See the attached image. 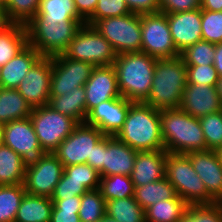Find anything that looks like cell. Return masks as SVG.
Masks as SVG:
<instances>
[{
  "label": "cell",
  "mask_w": 222,
  "mask_h": 222,
  "mask_svg": "<svg viewBox=\"0 0 222 222\" xmlns=\"http://www.w3.org/2000/svg\"><path fill=\"white\" fill-rule=\"evenodd\" d=\"M2 143V125L0 124V144Z\"/></svg>",
  "instance_id": "56"
},
{
  "label": "cell",
  "mask_w": 222,
  "mask_h": 222,
  "mask_svg": "<svg viewBox=\"0 0 222 222\" xmlns=\"http://www.w3.org/2000/svg\"><path fill=\"white\" fill-rule=\"evenodd\" d=\"M52 208L50 197L25 193L14 222H50Z\"/></svg>",
  "instance_id": "25"
},
{
  "label": "cell",
  "mask_w": 222,
  "mask_h": 222,
  "mask_svg": "<svg viewBox=\"0 0 222 222\" xmlns=\"http://www.w3.org/2000/svg\"><path fill=\"white\" fill-rule=\"evenodd\" d=\"M42 55L30 44H27L17 55L0 70V87L16 89L31 67Z\"/></svg>",
  "instance_id": "23"
},
{
  "label": "cell",
  "mask_w": 222,
  "mask_h": 222,
  "mask_svg": "<svg viewBox=\"0 0 222 222\" xmlns=\"http://www.w3.org/2000/svg\"><path fill=\"white\" fill-rule=\"evenodd\" d=\"M64 56L93 66L113 65L117 53L109 41L93 26L83 25L69 43Z\"/></svg>",
  "instance_id": "7"
},
{
  "label": "cell",
  "mask_w": 222,
  "mask_h": 222,
  "mask_svg": "<svg viewBox=\"0 0 222 222\" xmlns=\"http://www.w3.org/2000/svg\"><path fill=\"white\" fill-rule=\"evenodd\" d=\"M11 22L7 18L5 6L0 3V32L9 26Z\"/></svg>",
  "instance_id": "52"
},
{
  "label": "cell",
  "mask_w": 222,
  "mask_h": 222,
  "mask_svg": "<svg viewBox=\"0 0 222 222\" xmlns=\"http://www.w3.org/2000/svg\"><path fill=\"white\" fill-rule=\"evenodd\" d=\"M52 58L50 97H58L66 92L77 91L84 86L95 66L84 61L70 59L63 54Z\"/></svg>",
  "instance_id": "13"
},
{
  "label": "cell",
  "mask_w": 222,
  "mask_h": 222,
  "mask_svg": "<svg viewBox=\"0 0 222 222\" xmlns=\"http://www.w3.org/2000/svg\"><path fill=\"white\" fill-rule=\"evenodd\" d=\"M133 103L122 96L101 102L88 113L85 123L97 127L106 136H116Z\"/></svg>",
  "instance_id": "16"
},
{
  "label": "cell",
  "mask_w": 222,
  "mask_h": 222,
  "mask_svg": "<svg viewBox=\"0 0 222 222\" xmlns=\"http://www.w3.org/2000/svg\"><path fill=\"white\" fill-rule=\"evenodd\" d=\"M53 208L51 212L50 222H80L79 209L81 204V196L66 199H51Z\"/></svg>",
  "instance_id": "39"
},
{
  "label": "cell",
  "mask_w": 222,
  "mask_h": 222,
  "mask_svg": "<svg viewBox=\"0 0 222 222\" xmlns=\"http://www.w3.org/2000/svg\"><path fill=\"white\" fill-rule=\"evenodd\" d=\"M201 10L222 11V0H201Z\"/></svg>",
  "instance_id": "50"
},
{
  "label": "cell",
  "mask_w": 222,
  "mask_h": 222,
  "mask_svg": "<svg viewBox=\"0 0 222 222\" xmlns=\"http://www.w3.org/2000/svg\"><path fill=\"white\" fill-rule=\"evenodd\" d=\"M179 222H222V202L188 205Z\"/></svg>",
  "instance_id": "37"
},
{
  "label": "cell",
  "mask_w": 222,
  "mask_h": 222,
  "mask_svg": "<svg viewBox=\"0 0 222 222\" xmlns=\"http://www.w3.org/2000/svg\"><path fill=\"white\" fill-rule=\"evenodd\" d=\"M185 65H211L215 56V44L200 40L180 52Z\"/></svg>",
  "instance_id": "36"
},
{
  "label": "cell",
  "mask_w": 222,
  "mask_h": 222,
  "mask_svg": "<svg viewBox=\"0 0 222 222\" xmlns=\"http://www.w3.org/2000/svg\"><path fill=\"white\" fill-rule=\"evenodd\" d=\"M215 88L222 102V76L219 77V80L217 81Z\"/></svg>",
  "instance_id": "53"
},
{
  "label": "cell",
  "mask_w": 222,
  "mask_h": 222,
  "mask_svg": "<svg viewBox=\"0 0 222 222\" xmlns=\"http://www.w3.org/2000/svg\"><path fill=\"white\" fill-rule=\"evenodd\" d=\"M28 44L25 25L11 23L0 32V66L14 58Z\"/></svg>",
  "instance_id": "27"
},
{
  "label": "cell",
  "mask_w": 222,
  "mask_h": 222,
  "mask_svg": "<svg viewBox=\"0 0 222 222\" xmlns=\"http://www.w3.org/2000/svg\"><path fill=\"white\" fill-rule=\"evenodd\" d=\"M2 143L22 157L25 168L37 164L46 154L29 118L2 125Z\"/></svg>",
  "instance_id": "11"
},
{
  "label": "cell",
  "mask_w": 222,
  "mask_h": 222,
  "mask_svg": "<svg viewBox=\"0 0 222 222\" xmlns=\"http://www.w3.org/2000/svg\"><path fill=\"white\" fill-rule=\"evenodd\" d=\"M161 135L165 150L187 154L206 150V141L199 118L192 117L180 108L159 110Z\"/></svg>",
  "instance_id": "1"
},
{
  "label": "cell",
  "mask_w": 222,
  "mask_h": 222,
  "mask_svg": "<svg viewBox=\"0 0 222 222\" xmlns=\"http://www.w3.org/2000/svg\"><path fill=\"white\" fill-rule=\"evenodd\" d=\"M188 204L178 195L168 200H160L145 209L146 222H179Z\"/></svg>",
  "instance_id": "29"
},
{
  "label": "cell",
  "mask_w": 222,
  "mask_h": 222,
  "mask_svg": "<svg viewBox=\"0 0 222 222\" xmlns=\"http://www.w3.org/2000/svg\"><path fill=\"white\" fill-rule=\"evenodd\" d=\"M206 141V150H216L222 145V110L199 118Z\"/></svg>",
  "instance_id": "38"
},
{
  "label": "cell",
  "mask_w": 222,
  "mask_h": 222,
  "mask_svg": "<svg viewBox=\"0 0 222 222\" xmlns=\"http://www.w3.org/2000/svg\"><path fill=\"white\" fill-rule=\"evenodd\" d=\"M30 120L46 153H53L79 124L75 119L54 111L49 105L34 107Z\"/></svg>",
  "instance_id": "9"
},
{
  "label": "cell",
  "mask_w": 222,
  "mask_h": 222,
  "mask_svg": "<svg viewBox=\"0 0 222 222\" xmlns=\"http://www.w3.org/2000/svg\"><path fill=\"white\" fill-rule=\"evenodd\" d=\"M107 148V136L105 135L95 146L93 147L92 160H87L93 169L100 173L103 177V162H104V150Z\"/></svg>",
  "instance_id": "48"
},
{
  "label": "cell",
  "mask_w": 222,
  "mask_h": 222,
  "mask_svg": "<svg viewBox=\"0 0 222 222\" xmlns=\"http://www.w3.org/2000/svg\"><path fill=\"white\" fill-rule=\"evenodd\" d=\"M202 40L222 43V11L201 10Z\"/></svg>",
  "instance_id": "42"
},
{
  "label": "cell",
  "mask_w": 222,
  "mask_h": 222,
  "mask_svg": "<svg viewBox=\"0 0 222 222\" xmlns=\"http://www.w3.org/2000/svg\"><path fill=\"white\" fill-rule=\"evenodd\" d=\"M179 108L192 117L200 118L222 110V102L215 86L187 84Z\"/></svg>",
  "instance_id": "20"
},
{
  "label": "cell",
  "mask_w": 222,
  "mask_h": 222,
  "mask_svg": "<svg viewBox=\"0 0 222 222\" xmlns=\"http://www.w3.org/2000/svg\"><path fill=\"white\" fill-rule=\"evenodd\" d=\"M136 154V150L121 142L115 136H107V148L104 150L103 176L116 174L130 176Z\"/></svg>",
  "instance_id": "22"
},
{
  "label": "cell",
  "mask_w": 222,
  "mask_h": 222,
  "mask_svg": "<svg viewBox=\"0 0 222 222\" xmlns=\"http://www.w3.org/2000/svg\"><path fill=\"white\" fill-rule=\"evenodd\" d=\"M99 190L105 201H109L134 196L135 187L130 176L116 174L101 177Z\"/></svg>",
  "instance_id": "32"
},
{
  "label": "cell",
  "mask_w": 222,
  "mask_h": 222,
  "mask_svg": "<svg viewBox=\"0 0 222 222\" xmlns=\"http://www.w3.org/2000/svg\"><path fill=\"white\" fill-rule=\"evenodd\" d=\"M105 135L95 126L79 123L53 154L65 166L87 164L92 160L93 147Z\"/></svg>",
  "instance_id": "12"
},
{
  "label": "cell",
  "mask_w": 222,
  "mask_h": 222,
  "mask_svg": "<svg viewBox=\"0 0 222 222\" xmlns=\"http://www.w3.org/2000/svg\"><path fill=\"white\" fill-rule=\"evenodd\" d=\"M167 20L172 41L179 53L202 40L201 8L179 13H167Z\"/></svg>",
  "instance_id": "19"
},
{
  "label": "cell",
  "mask_w": 222,
  "mask_h": 222,
  "mask_svg": "<svg viewBox=\"0 0 222 222\" xmlns=\"http://www.w3.org/2000/svg\"><path fill=\"white\" fill-rule=\"evenodd\" d=\"M87 191L89 190L84 186V184L76 182L75 180H69V177L63 173L50 198L64 200L76 195L82 196Z\"/></svg>",
  "instance_id": "45"
},
{
  "label": "cell",
  "mask_w": 222,
  "mask_h": 222,
  "mask_svg": "<svg viewBox=\"0 0 222 222\" xmlns=\"http://www.w3.org/2000/svg\"><path fill=\"white\" fill-rule=\"evenodd\" d=\"M26 168L22 157L11 148L0 144V186L16 185L24 182Z\"/></svg>",
  "instance_id": "28"
},
{
  "label": "cell",
  "mask_w": 222,
  "mask_h": 222,
  "mask_svg": "<svg viewBox=\"0 0 222 222\" xmlns=\"http://www.w3.org/2000/svg\"><path fill=\"white\" fill-rule=\"evenodd\" d=\"M8 0H0V3L5 5L7 3Z\"/></svg>",
  "instance_id": "57"
},
{
  "label": "cell",
  "mask_w": 222,
  "mask_h": 222,
  "mask_svg": "<svg viewBox=\"0 0 222 222\" xmlns=\"http://www.w3.org/2000/svg\"><path fill=\"white\" fill-rule=\"evenodd\" d=\"M177 196L174 186L166 179L135 187L134 198L145 210L160 200H168Z\"/></svg>",
  "instance_id": "30"
},
{
  "label": "cell",
  "mask_w": 222,
  "mask_h": 222,
  "mask_svg": "<svg viewBox=\"0 0 222 222\" xmlns=\"http://www.w3.org/2000/svg\"><path fill=\"white\" fill-rule=\"evenodd\" d=\"M86 24L84 19H41L35 14L26 24L28 44L42 57L63 54L77 31Z\"/></svg>",
  "instance_id": "4"
},
{
  "label": "cell",
  "mask_w": 222,
  "mask_h": 222,
  "mask_svg": "<svg viewBox=\"0 0 222 222\" xmlns=\"http://www.w3.org/2000/svg\"><path fill=\"white\" fill-rule=\"evenodd\" d=\"M25 193L23 183L0 186V222H14Z\"/></svg>",
  "instance_id": "33"
},
{
  "label": "cell",
  "mask_w": 222,
  "mask_h": 222,
  "mask_svg": "<svg viewBox=\"0 0 222 222\" xmlns=\"http://www.w3.org/2000/svg\"><path fill=\"white\" fill-rule=\"evenodd\" d=\"M63 172L62 162L53 153H46L37 164L26 168L23 182L26 193L51 197Z\"/></svg>",
  "instance_id": "14"
},
{
  "label": "cell",
  "mask_w": 222,
  "mask_h": 222,
  "mask_svg": "<svg viewBox=\"0 0 222 222\" xmlns=\"http://www.w3.org/2000/svg\"><path fill=\"white\" fill-rule=\"evenodd\" d=\"M84 87L87 115L101 102L121 97L113 65L96 66Z\"/></svg>",
  "instance_id": "17"
},
{
  "label": "cell",
  "mask_w": 222,
  "mask_h": 222,
  "mask_svg": "<svg viewBox=\"0 0 222 222\" xmlns=\"http://www.w3.org/2000/svg\"><path fill=\"white\" fill-rule=\"evenodd\" d=\"M48 105L56 112L85 123L87 119L85 87H77V91L66 92L58 97H50Z\"/></svg>",
  "instance_id": "26"
},
{
  "label": "cell",
  "mask_w": 222,
  "mask_h": 222,
  "mask_svg": "<svg viewBox=\"0 0 222 222\" xmlns=\"http://www.w3.org/2000/svg\"><path fill=\"white\" fill-rule=\"evenodd\" d=\"M98 0H74L78 14L86 21L95 11Z\"/></svg>",
  "instance_id": "49"
},
{
  "label": "cell",
  "mask_w": 222,
  "mask_h": 222,
  "mask_svg": "<svg viewBox=\"0 0 222 222\" xmlns=\"http://www.w3.org/2000/svg\"><path fill=\"white\" fill-rule=\"evenodd\" d=\"M186 155L203 181L208 195L215 202H222V164L216 151H191Z\"/></svg>",
  "instance_id": "18"
},
{
  "label": "cell",
  "mask_w": 222,
  "mask_h": 222,
  "mask_svg": "<svg viewBox=\"0 0 222 222\" xmlns=\"http://www.w3.org/2000/svg\"><path fill=\"white\" fill-rule=\"evenodd\" d=\"M131 11L125 0H98L94 13L86 20V24L93 26L98 20L108 17H121Z\"/></svg>",
  "instance_id": "41"
},
{
  "label": "cell",
  "mask_w": 222,
  "mask_h": 222,
  "mask_svg": "<svg viewBox=\"0 0 222 222\" xmlns=\"http://www.w3.org/2000/svg\"><path fill=\"white\" fill-rule=\"evenodd\" d=\"M136 151L165 150L159 110L143 102H134L122 129L115 136Z\"/></svg>",
  "instance_id": "2"
},
{
  "label": "cell",
  "mask_w": 222,
  "mask_h": 222,
  "mask_svg": "<svg viewBox=\"0 0 222 222\" xmlns=\"http://www.w3.org/2000/svg\"><path fill=\"white\" fill-rule=\"evenodd\" d=\"M40 0H8L5 6L7 18L11 23L25 25L36 13Z\"/></svg>",
  "instance_id": "40"
},
{
  "label": "cell",
  "mask_w": 222,
  "mask_h": 222,
  "mask_svg": "<svg viewBox=\"0 0 222 222\" xmlns=\"http://www.w3.org/2000/svg\"><path fill=\"white\" fill-rule=\"evenodd\" d=\"M188 84H206L216 86L219 75L213 64L211 65H186Z\"/></svg>",
  "instance_id": "44"
},
{
  "label": "cell",
  "mask_w": 222,
  "mask_h": 222,
  "mask_svg": "<svg viewBox=\"0 0 222 222\" xmlns=\"http://www.w3.org/2000/svg\"><path fill=\"white\" fill-rule=\"evenodd\" d=\"M106 215L117 222H146L145 210L134 196L106 201Z\"/></svg>",
  "instance_id": "31"
},
{
  "label": "cell",
  "mask_w": 222,
  "mask_h": 222,
  "mask_svg": "<svg viewBox=\"0 0 222 222\" xmlns=\"http://www.w3.org/2000/svg\"><path fill=\"white\" fill-rule=\"evenodd\" d=\"M131 13L147 15L160 12L158 0H125Z\"/></svg>",
  "instance_id": "47"
},
{
  "label": "cell",
  "mask_w": 222,
  "mask_h": 222,
  "mask_svg": "<svg viewBox=\"0 0 222 222\" xmlns=\"http://www.w3.org/2000/svg\"><path fill=\"white\" fill-rule=\"evenodd\" d=\"M33 107L17 89L0 87V124L29 118Z\"/></svg>",
  "instance_id": "24"
},
{
  "label": "cell",
  "mask_w": 222,
  "mask_h": 222,
  "mask_svg": "<svg viewBox=\"0 0 222 222\" xmlns=\"http://www.w3.org/2000/svg\"><path fill=\"white\" fill-rule=\"evenodd\" d=\"M165 178L188 205L215 203L186 154L166 153Z\"/></svg>",
  "instance_id": "6"
},
{
  "label": "cell",
  "mask_w": 222,
  "mask_h": 222,
  "mask_svg": "<svg viewBox=\"0 0 222 222\" xmlns=\"http://www.w3.org/2000/svg\"><path fill=\"white\" fill-rule=\"evenodd\" d=\"M63 173L69 177V180H75L76 182L84 184L88 190L99 189L100 173L89 164L65 166Z\"/></svg>",
  "instance_id": "43"
},
{
  "label": "cell",
  "mask_w": 222,
  "mask_h": 222,
  "mask_svg": "<svg viewBox=\"0 0 222 222\" xmlns=\"http://www.w3.org/2000/svg\"><path fill=\"white\" fill-rule=\"evenodd\" d=\"M36 14L41 19H83L74 0H40Z\"/></svg>",
  "instance_id": "35"
},
{
  "label": "cell",
  "mask_w": 222,
  "mask_h": 222,
  "mask_svg": "<svg viewBox=\"0 0 222 222\" xmlns=\"http://www.w3.org/2000/svg\"><path fill=\"white\" fill-rule=\"evenodd\" d=\"M213 65L219 75L222 76V43L215 44V56L213 59Z\"/></svg>",
  "instance_id": "51"
},
{
  "label": "cell",
  "mask_w": 222,
  "mask_h": 222,
  "mask_svg": "<svg viewBox=\"0 0 222 222\" xmlns=\"http://www.w3.org/2000/svg\"><path fill=\"white\" fill-rule=\"evenodd\" d=\"M187 84V68L180 56L157 59L151 91L143 103L158 110L179 108Z\"/></svg>",
  "instance_id": "5"
},
{
  "label": "cell",
  "mask_w": 222,
  "mask_h": 222,
  "mask_svg": "<svg viewBox=\"0 0 222 222\" xmlns=\"http://www.w3.org/2000/svg\"><path fill=\"white\" fill-rule=\"evenodd\" d=\"M141 52L157 59L180 55L172 41L167 13L141 15Z\"/></svg>",
  "instance_id": "10"
},
{
  "label": "cell",
  "mask_w": 222,
  "mask_h": 222,
  "mask_svg": "<svg viewBox=\"0 0 222 222\" xmlns=\"http://www.w3.org/2000/svg\"><path fill=\"white\" fill-rule=\"evenodd\" d=\"M166 150L137 151L132 173L134 187L165 178Z\"/></svg>",
  "instance_id": "21"
},
{
  "label": "cell",
  "mask_w": 222,
  "mask_h": 222,
  "mask_svg": "<svg viewBox=\"0 0 222 222\" xmlns=\"http://www.w3.org/2000/svg\"><path fill=\"white\" fill-rule=\"evenodd\" d=\"M215 151H216V153L218 155V158H219V160L221 161V164H222V145L219 146Z\"/></svg>",
  "instance_id": "54"
},
{
  "label": "cell",
  "mask_w": 222,
  "mask_h": 222,
  "mask_svg": "<svg viewBox=\"0 0 222 222\" xmlns=\"http://www.w3.org/2000/svg\"><path fill=\"white\" fill-rule=\"evenodd\" d=\"M51 75L52 58L41 57L31 67L16 89L33 108L48 105Z\"/></svg>",
  "instance_id": "15"
},
{
  "label": "cell",
  "mask_w": 222,
  "mask_h": 222,
  "mask_svg": "<svg viewBox=\"0 0 222 222\" xmlns=\"http://www.w3.org/2000/svg\"><path fill=\"white\" fill-rule=\"evenodd\" d=\"M99 222H117V221L105 215Z\"/></svg>",
  "instance_id": "55"
},
{
  "label": "cell",
  "mask_w": 222,
  "mask_h": 222,
  "mask_svg": "<svg viewBox=\"0 0 222 222\" xmlns=\"http://www.w3.org/2000/svg\"><path fill=\"white\" fill-rule=\"evenodd\" d=\"M105 208L106 201L99 189L85 192L78 212L80 222H99L106 215Z\"/></svg>",
  "instance_id": "34"
},
{
  "label": "cell",
  "mask_w": 222,
  "mask_h": 222,
  "mask_svg": "<svg viewBox=\"0 0 222 222\" xmlns=\"http://www.w3.org/2000/svg\"><path fill=\"white\" fill-rule=\"evenodd\" d=\"M160 12L179 13L198 9L201 6V0H158Z\"/></svg>",
  "instance_id": "46"
},
{
  "label": "cell",
  "mask_w": 222,
  "mask_h": 222,
  "mask_svg": "<svg viewBox=\"0 0 222 222\" xmlns=\"http://www.w3.org/2000/svg\"><path fill=\"white\" fill-rule=\"evenodd\" d=\"M154 58L144 52L117 54L113 67L122 97L131 102H144L152 86Z\"/></svg>",
  "instance_id": "3"
},
{
  "label": "cell",
  "mask_w": 222,
  "mask_h": 222,
  "mask_svg": "<svg viewBox=\"0 0 222 222\" xmlns=\"http://www.w3.org/2000/svg\"><path fill=\"white\" fill-rule=\"evenodd\" d=\"M93 27L113 46L117 54L141 52V15L127 14L98 20Z\"/></svg>",
  "instance_id": "8"
}]
</instances>
